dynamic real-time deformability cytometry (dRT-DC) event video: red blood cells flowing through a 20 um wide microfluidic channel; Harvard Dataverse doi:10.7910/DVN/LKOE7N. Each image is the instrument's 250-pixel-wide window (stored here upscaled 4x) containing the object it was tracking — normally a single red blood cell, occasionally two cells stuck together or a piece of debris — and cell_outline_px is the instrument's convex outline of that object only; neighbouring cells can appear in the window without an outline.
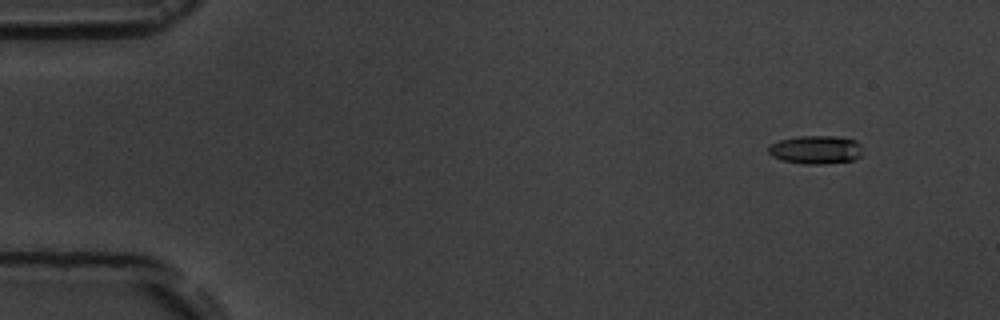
{"species": "common noctule bat (a hibernating species)", "species_latin": "Nyctalus noctula", "temperature_condition": "room temperature", "stored_images_in_passage": 10, "camera_frame_rate_fps": 3000, "um_per_image_px": 0.085, "animal": {"sex": "male", "body_mass_g": 19.5, "forearm_length_mm": 54.6}, "frame": {"image": 1, "passage_image": 1, "time_ms": 0.0, "image_size_px": [1000, 320], "cell_outline_px": [[860, 156], [852, 160], [824, 164], [804, 164], [784, 160], [772, 156], [768, 152], [768, 148], [772, 144], [780, 140], [800, 136], [832, 136], [856, 140], [860, 144]], "centroid_in_image_um": [69.34, 12.72], "position_along_channel_um": 15.7, "area_um2": 15.32}}
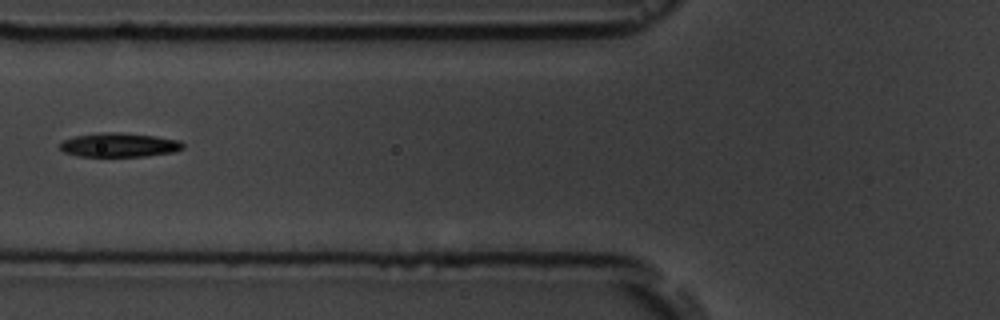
{"frame": {"image": 2, "passage_image": 6, "time_ms": 5.667, "image_size_px": [1000, 320], "cell_outline_px": [[184, 148], [176, 152], [144, 156], [80, 156], [64, 152], [60, 148], [60, 144], [64, 140], [76, 136], [100, 132], [120, 132], [156, 136], [180, 140], [184, 144]], "centroid_in_image_um": [10.18, 12.31], "position_along_channel_um": 115.6, "area_um2": 17.28}}
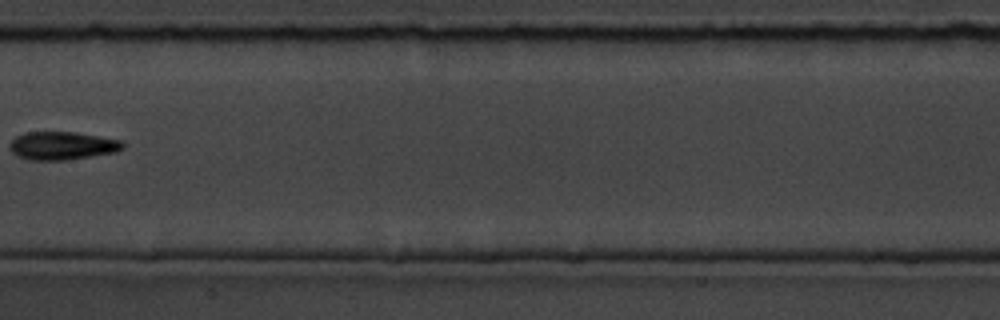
{"frame": {"image": 3, "passage_image": 8, "time_ms": 8.0, "image_size_px": [1000, 320], "cell_outline_px": [[124, 148], [116, 152], [64, 160], [32, 160], [16, 156], [12, 152], [12, 140], [16, 136], [24, 132], [76, 132], [120, 140], [124, 144]], "centroid_in_image_um": [5.3, 12.38], "position_along_channel_um": 202.1, "area_um2": 18.32}}